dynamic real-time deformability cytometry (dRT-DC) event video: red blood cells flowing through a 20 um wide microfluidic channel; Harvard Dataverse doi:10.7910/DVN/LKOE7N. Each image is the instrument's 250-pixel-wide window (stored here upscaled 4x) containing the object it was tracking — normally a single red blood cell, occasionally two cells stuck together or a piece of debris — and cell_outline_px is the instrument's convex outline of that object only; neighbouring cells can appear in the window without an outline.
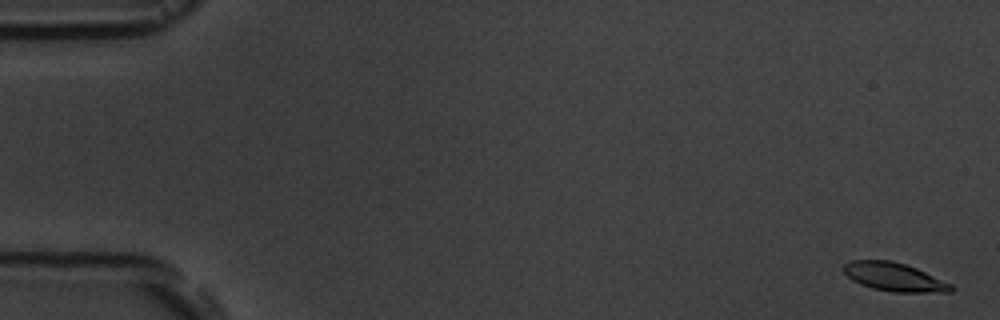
{"species": "common noctule bat (a hibernating species)", "species_latin": "Nyctalus noctula", "temperature_condition": "room temperature", "stored_images_in_passage": 5, "camera_frame_rate_fps": 3000, "um_per_image_px": 0.085, "animal": {"sex": "male", "body_mass_g": 19.5, "forearm_length_mm": 54.6}, "frame": {"image": 1, "passage_image": 1, "time_ms": 0.0, "image_size_px": [1000, 320], "cell_outline_px": [[952, 292], [892, 292], [872, 288], [860, 284], [852, 280], [844, 272], [844, 264], [848, 260], [892, 260], [916, 268], [952, 284]], "centroid_in_image_um": [75.98, 23.54], "position_along_channel_um": 9.0, "area_um2": 17.74}}